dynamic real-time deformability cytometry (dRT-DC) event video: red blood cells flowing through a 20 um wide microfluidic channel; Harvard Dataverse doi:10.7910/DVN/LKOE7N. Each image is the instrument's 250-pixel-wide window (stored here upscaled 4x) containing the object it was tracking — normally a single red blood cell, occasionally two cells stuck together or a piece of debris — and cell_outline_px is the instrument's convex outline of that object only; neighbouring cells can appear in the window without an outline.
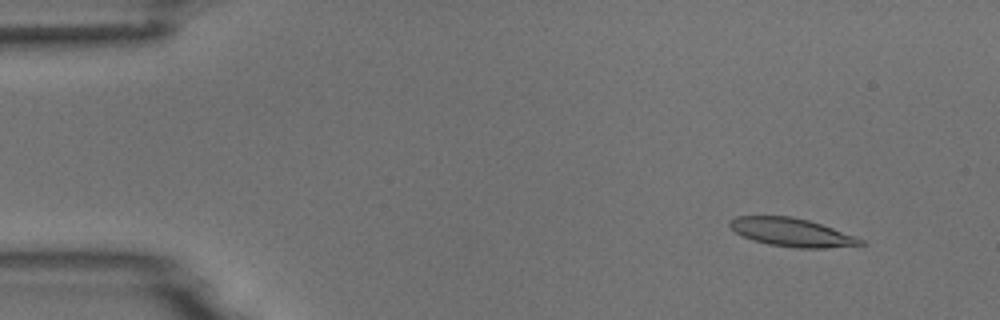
{"species": "common noctule bat (a hibernating species)", "species_latin": "Nyctalus noctula", "temperature_condition": "room temperature", "stored_images_in_passage": 5, "camera_frame_rate_fps": 3000, "um_per_image_px": 0.085, "animal": {"sex": "male", "body_mass_g": 18.8}, "frame": {"image": 1, "passage_image": 2, "time_ms": 1.333, "image_size_px": [1000, 320], "cell_outline_px": [[868, 244], [824, 248], [796, 248], [768, 244], [752, 240], [736, 232], [728, 224], [728, 220], [736, 216], [792, 216], [808, 220], [856, 236], [864, 240]], "centroid_in_image_um": [67.3, 19.75], "position_along_channel_um": 17.7, "area_um2": 21.56}}
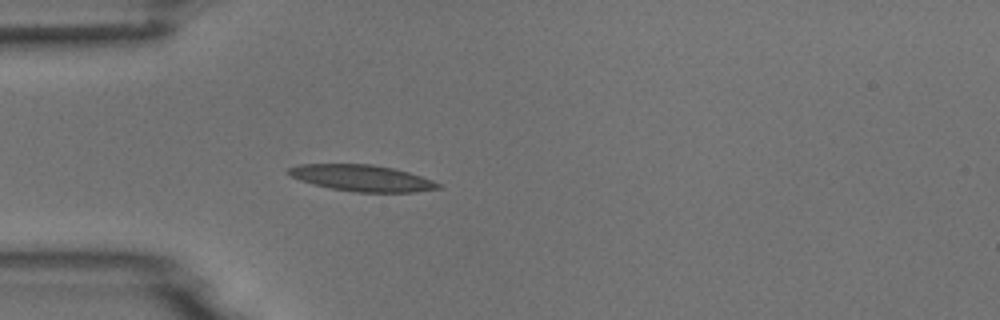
{"frame": {"image": 2, "passage_image": 5, "time_ms": 4.667, "image_size_px": [1000, 320], "cell_outline_px": [[444, 188], [416, 192], [356, 192], [328, 188], [300, 180], [284, 172], [288, 168], [300, 164], [372, 164], [392, 168], [408, 172], [444, 184]], "centroid_in_image_um": [30.79, 15.14], "position_along_channel_um": 54.2, "area_um2": 23.12}}